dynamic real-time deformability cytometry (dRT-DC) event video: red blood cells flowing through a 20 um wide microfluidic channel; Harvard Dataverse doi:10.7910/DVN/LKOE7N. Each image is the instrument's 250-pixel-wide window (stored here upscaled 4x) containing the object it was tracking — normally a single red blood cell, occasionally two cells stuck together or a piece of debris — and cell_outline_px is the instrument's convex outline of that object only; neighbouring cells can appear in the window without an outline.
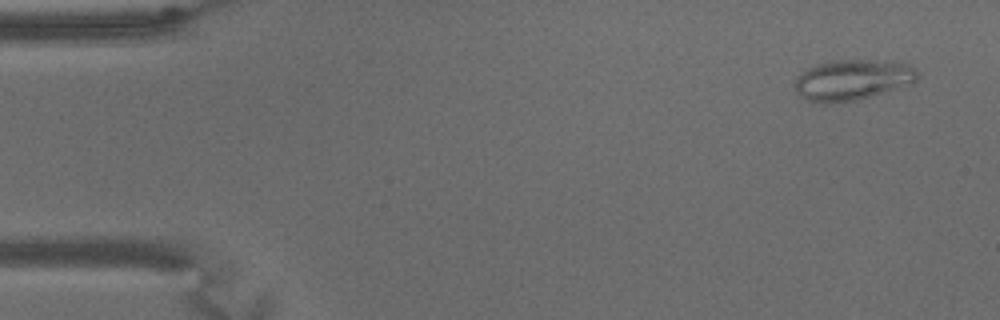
{"species": "common noctule bat (a hibernating species)", "species_latin": "Nyctalus noctula", "temperature_condition": "warm", "stored_images_in_passage": 66, "camera_frame_rate_fps": 3000, "um_per_image_px": 0.085, "animal": {"sex": "male", "body_mass_g": 15.6}, "frame": {"image": 1, "passage_image": 4, "time_ms": 1.0, "image_size_px": [1000, 320], "cell_outline_px": [[920, 72], [916, 80], [912, 84], [856, 100], [828, 104], [820, 104], [808, 100], [800, 96], [796, 92], [792, 84], [796, 76], [808, 68], [816, 64], [828, 60], [876, 60], [908, 64], [916, 68]], "centroid_in_image_um": [72.41, 6.79], "position_along_channel_um": 12.6, "area_um2": 29.48}}
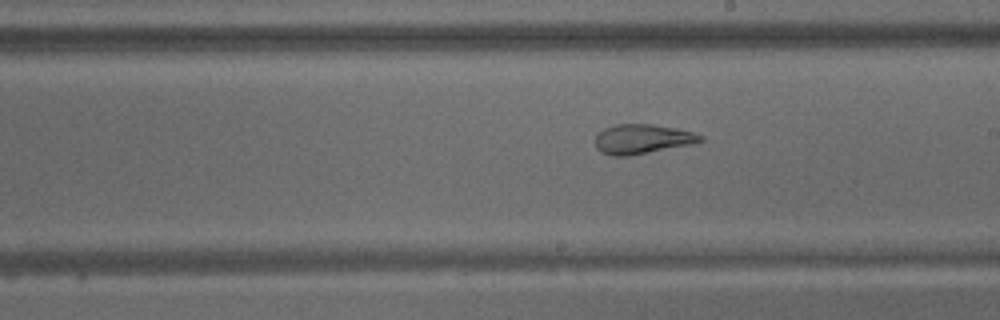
{"frame": {"image": 2, "passage_image": 37, "time_ms": 12.0, "image_size_px": [1000, 320], "cell_outline_px": [[704, 140], [692, 144], [628, 156], [612, 156], [600, 152], [596, 148], [596, 136], [604, 128], [616, 124], [652, 124], [676, 128], [692, 132], [704, 136]], "centroid_in_image_um": [54.59, 11.82], "position_along_channel_um": 234.4, "area_um2": 18.09}}
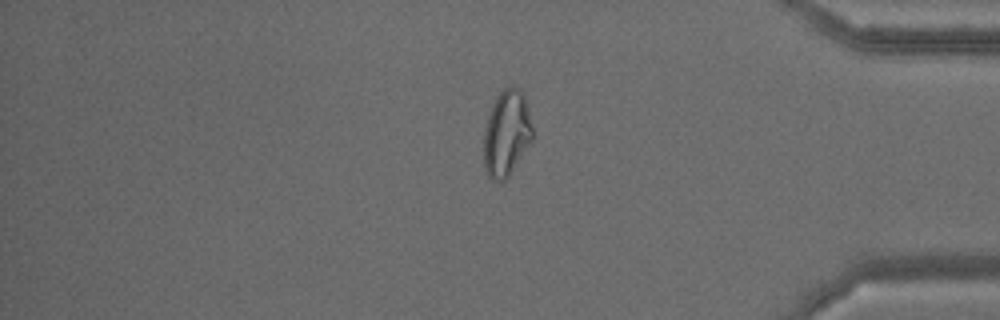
{"frame": {"image": 3, "passage_image": 55, "time_ms": 18.0, "image_size_px": [1000, 320], "cell_outline_px": [[532, 140], [508, 176], [504, 180], [492, 180], [488, 176], [484, 168], [484, 128], [492, 104], [496, 96], [508, 84], [516, 84], [524, 92], [528, 104], [532, 128]], "centroid_in_image_um": [43.06, 11.25], "position_along_channel_um": 392.1, "area_um2": 24.74}, "authors_computed_cell_mechanics": {"area_um2": 24.7673, "velocity_mm_per_s": 3.0545, "shape_relaxation_time_tau1_ms": null, "shape_relaxation_time_tau2_ms": 1.0382, "deformation_change_tau1": null, "deformation_change_tau2": 0.0763}}